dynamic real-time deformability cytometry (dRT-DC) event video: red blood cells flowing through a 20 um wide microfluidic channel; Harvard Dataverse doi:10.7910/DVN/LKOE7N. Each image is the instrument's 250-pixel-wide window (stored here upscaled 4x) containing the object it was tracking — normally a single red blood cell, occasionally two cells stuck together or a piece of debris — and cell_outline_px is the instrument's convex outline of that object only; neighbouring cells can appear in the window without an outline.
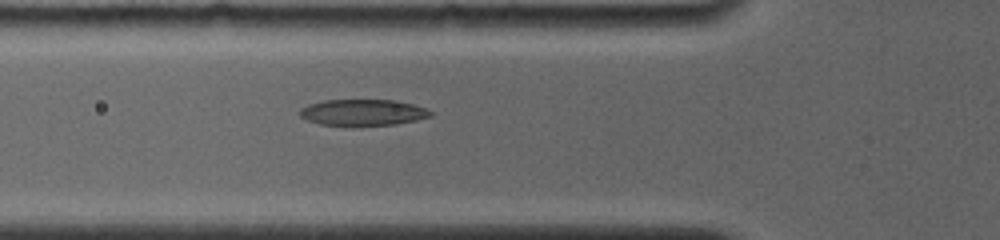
{"species": "common noctule bat (a hibernating species)", "species_latin": "Nyctalus noctula", "temperature_condition": "room temperature", "stored_images_in_passage": 35, "camera_frame_rate_fps": 4000, "um_per_image_px": 0.085, "animal": {"sex": "female", "body_mass_g": 19.0, "forearm_length_mm": 56.7}, "frame": {"image": 1, "passage_image": 13, "time_ms": 5.25, "image_size_px": [1000, 240], "cell_outline_px": [[432, 116], [416, 120], [396, 124], [352, 128], [320, 124], [308, 120], [300, 116], [300, 108], [308, 104], [324, 100], [396, 100], [412, 104], [424, 108], [432, 112]], "centroid_in_image_um": [30.81, 9.59], "position_along_channel_um": 95.0, "area_um2": 20.58}}
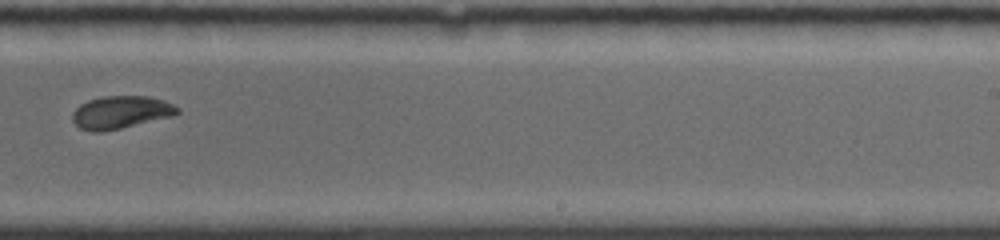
{"frame": {"image": 2, "passage_image": 24, "time_ms": 10.0, "image_size_px": [1000, 240], "cell_outline_px": [[180, 112], [172, 116], [120, 128], [100, 132], [92, 132], [80, 128], [72, 120], [72, 112], [80, 104], [88, 100], [104, 96], [148, 96], [164, 100], [180, 108]], "centroid_in_image_um": [10.26, 9.54], "position_along_channel_um": 278.7, "area_um2": 19.94}}
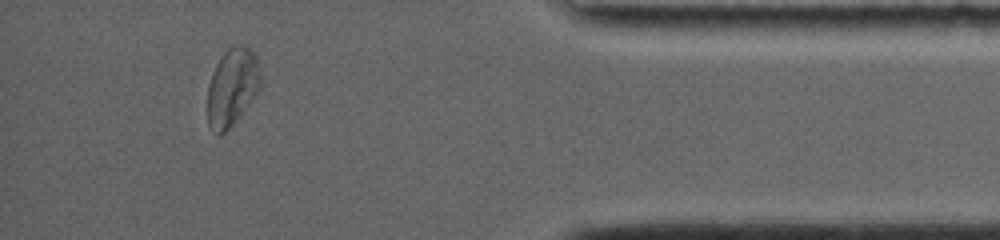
{"frame": {"image": 3, "passage_image": 34, "time_ms": 14.25, "image_size_px": [1000, 240], "cell_outline_px": [[260, 88], [232, 124], [224, 132], [220, 132], [208, 124], [208, 84], [212, 72], [216, 64], [224, 52], [232, 44], [244, 44], [256, 56], [260, 72]], "centroid_in_image_um": [19.73, 7.3], "position_along_channel_um": 415.5, "area_um2": 23.41}}